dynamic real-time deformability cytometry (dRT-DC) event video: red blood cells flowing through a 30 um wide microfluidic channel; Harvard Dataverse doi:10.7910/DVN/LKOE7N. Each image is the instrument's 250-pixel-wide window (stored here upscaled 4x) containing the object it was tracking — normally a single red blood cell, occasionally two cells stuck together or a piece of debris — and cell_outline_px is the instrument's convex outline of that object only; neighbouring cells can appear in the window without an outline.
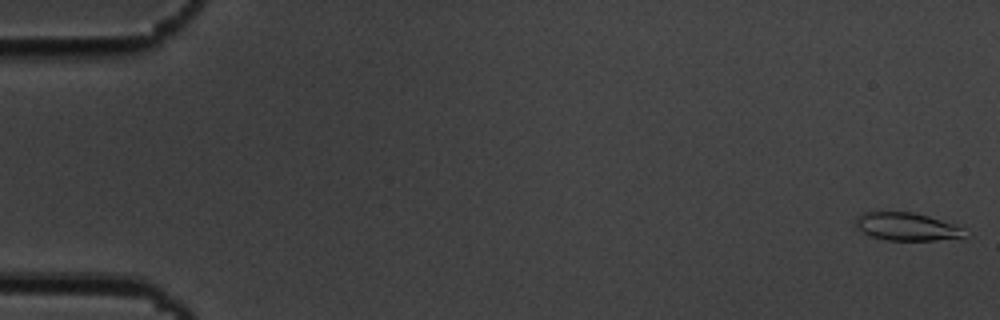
{"species": "common noctule bat (a hibernating species)", "species_latin": "Nyctalus noctula", "temperature_condition": "cold", "stored_images_in_passage": 55, "camera_frame_rate_fps": 3000, "um_per_image_px": 0.085, "animal": {"sex": "male", "body_mass_g": 19.5, "forearm_length_mm": 54.6}, "frame": {"image": 1, "passage_image": 1, "time_ms": 0.0, "image_size_px": [1000, 320], "cell_outline_px": [[964, 228], [960, 236], [936, 240], [888, 240], [872, 236], [856, 228], [856, 220], [864, 212], [912, 212], [928, 216]], "centroid_in_image_um": [77.0, 19.25], "position_along_channel_um": 8.0, "area_um2": 17.05}}
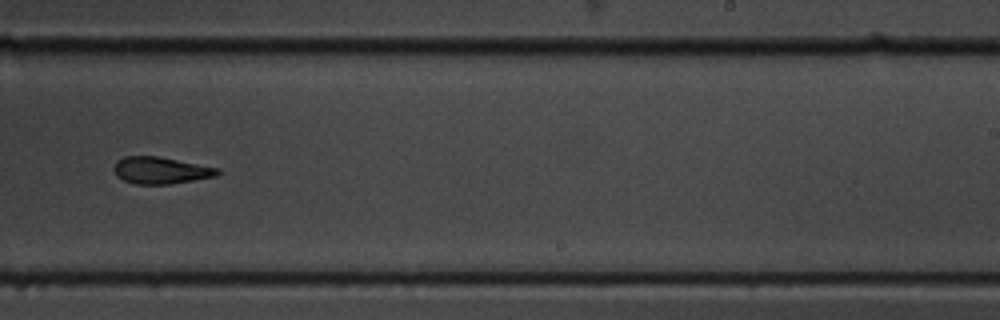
{"frame": {"image": 2, "passage_image": 35, "time_ms": 11.333, "image_size_px": [1000, 320], "cell_outline_px": [[220, 172], [216, 176], [172, 184], [136, 184], [124, 180], [116, 176], [112, 168], [116, 160], [124, 156], [160, 156], [220, 168]], "centroid_in_image_um": [13.65, 14.47], "position_along_channel_um": 275.4, "area_um2": 16.47}}
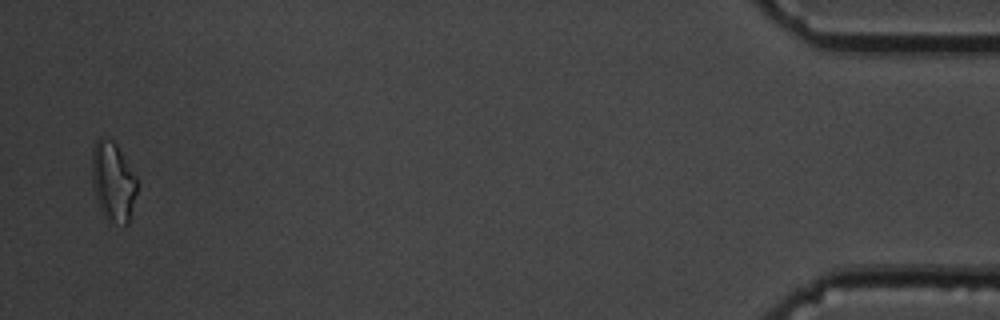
{"frame": {"image": 3, "passage_image": 54, "time_ms": 17.667, "image_size_px": [1000, 320], "cell_outline_px": [[136, 192], [128, 224], [124, 224], [112, 220], [104, 216], [100, 212], [96, 200], [92, 180], [92, 148], [96, 140], [104, 136], [112, 140], [116, 144], [136, 176]], "centroid_in_image_um": [9.58, 15.4], "position_along_channel_um": 425.6, "area_um2": 20.63}, "authors_computed_cell_mechanics": {"area_um2": 16.9932, "velocity_mm_per_s": 3.6639, "shape_relaxation_time_tau1_ms": 9.498, "shape_relaxation_time_tau2_ms": 6.2207, "deformation_change_tau1": 0.2154, "deformation_change_tau2": 0.1611}}